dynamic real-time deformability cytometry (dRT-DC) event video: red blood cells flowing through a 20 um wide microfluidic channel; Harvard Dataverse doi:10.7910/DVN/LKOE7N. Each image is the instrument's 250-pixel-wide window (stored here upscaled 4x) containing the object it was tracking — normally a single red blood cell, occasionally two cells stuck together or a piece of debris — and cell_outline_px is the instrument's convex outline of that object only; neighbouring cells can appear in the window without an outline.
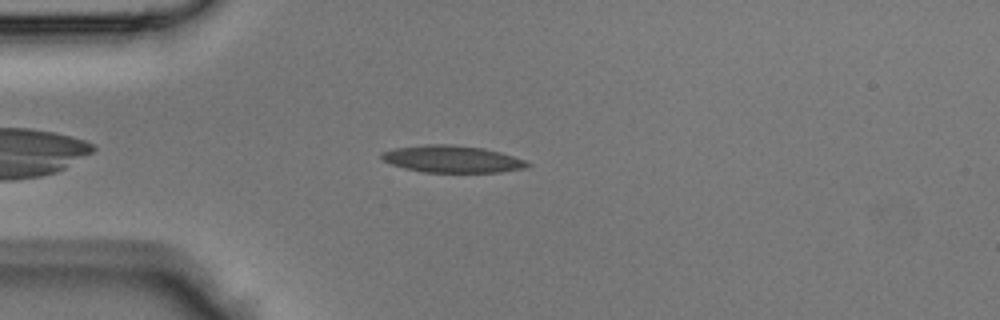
{"species": "Egyptian fruit bat (a non-hibernating species)", "species_latin": "Rousettus aegyptiacus", "temperature_condition": "room temperature", "stored_images_in_passage": 37, "camera_frame_rate_fps": 3000, "um_per_image_px": 0.085, "animal": {"sex": "male"}, "frame": {"image": 1, "passage_image": 5, "time_ms": 1.333, "image_size_px": [1000, 320], "cell_outline_px": [[532, 164], [528, 168], [500, 172], [424, 172], [404, 168], [392, 164], [384, 160], [380, 156], [380, 152], [396, 148], [424, 144], [452, 144], [484, 148], [500, 152], [524, 160]], "centroid_in_image_um": [38.45, 13.52], "position_along_channel_um": 46.6, "area_um2": 23.0}}
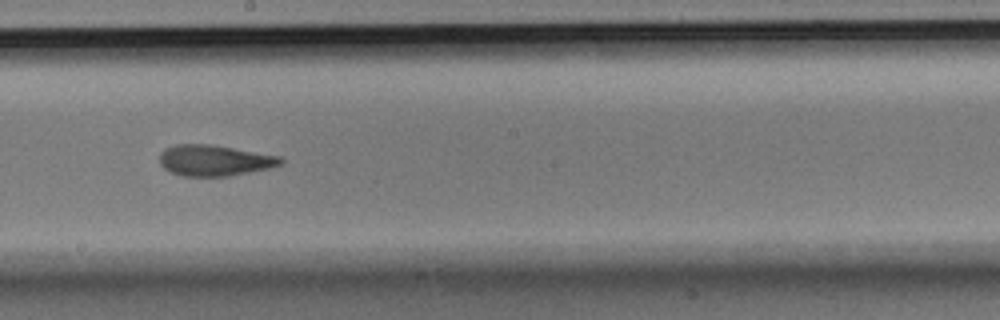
{"frame": {"image": 2, "passage_image": 18, "time_ms": 5.667, "image_size_px": [1000, 320], "cell_outline_px": [[284, 164], [272, 168], [228, 176], [180, 176], [164, 168], [160, 164], [160, 152], [164, 148], [176, 144], [212, 144], [280, 156], [284, 160]], "centroid_in_image_um": [18.25, 13.63], "position_along_channel_um": 229.9, "area_um2": 22.08}}
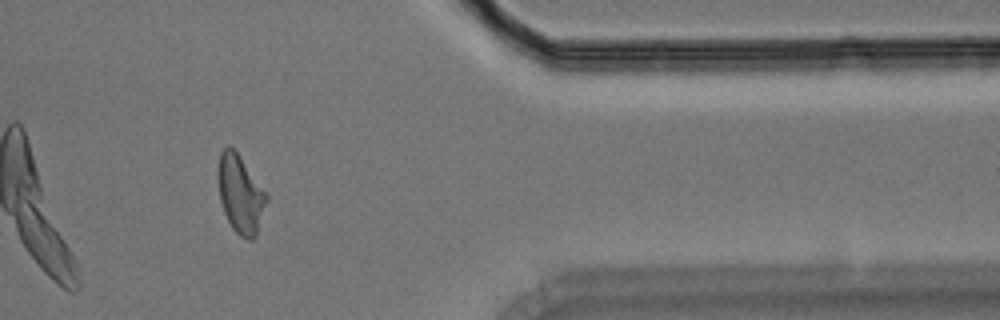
{"frame": {"image": 3, "passage_image": 30, "time_ms": 9.667, "image_size_px": [1000, 320], "cell_outline_px": [[268, 200], [256, 236], [252, 240], [248, 240], [240, 236], [232, 228], [224, 212], [220, 200], [216, 172], [220, 152], [228, 144], [236, 152], [268, 196]], "centroid_in_image_um": [20.41, 16.52], "position_along_channel_um": 391.0, "area_um2": 21.91}}